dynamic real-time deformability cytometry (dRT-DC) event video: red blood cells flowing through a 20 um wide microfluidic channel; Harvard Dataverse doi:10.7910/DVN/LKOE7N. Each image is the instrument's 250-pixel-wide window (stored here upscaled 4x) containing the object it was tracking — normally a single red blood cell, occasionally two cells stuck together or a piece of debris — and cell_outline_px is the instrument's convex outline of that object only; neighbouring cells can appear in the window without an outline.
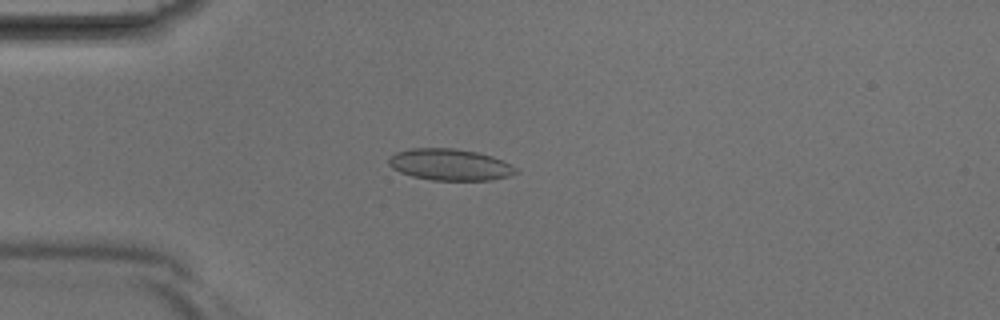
{"species": "Egyptian fruit bat (a non-hibernating species)", "species_latin": "Rousettus aegyptiacus", "temperature_condition": "room temperature", "stored_images_in_passage": 37, "camera_frame_rate_fps": 3000, "um_per_image_px": 0.085, "animal": {"sex": "male"}, "frame": {"image": 1, "passage_image": 7, "time_ms": 2.0, "image_size_px": [1000, 320], "cell_outline_px": [[520, 172], [508, 176], [492, 180], [432, 180], [412, 176], [400, 172], [392, 168], [388, 164], [388, 160], [396, 152], [412, 148], [452, 148], [476, 152], [492, 156], [516, 168]], "centroid_in_image_um": [38.23, 14.0], "position_along_channel_um": 46.8, "area_um2": 23.18}}
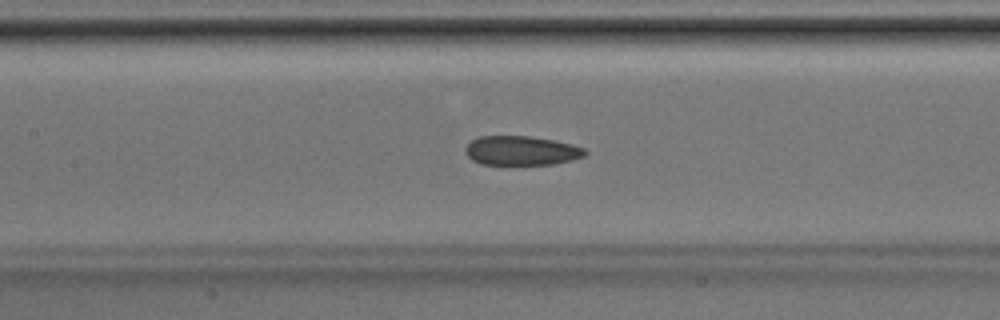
{"frame": {"image": 2, "passage_image": 15, "time_ms": 4.667, "image_size_px": [1000, 320], "cell_outline_px": [[588, 152], [584, 156], [572, 160], [552, 164], [480, 164], [472, 160], [464, 152], [464, 148], [472, 140], [480, 136], [528, 136], [552, 140], [572, 144], [584, 148]], "centroid_in_image_um": [44.3, 12.8], "position_along_channel_um": 163.1, "area_um2": 20.35}}
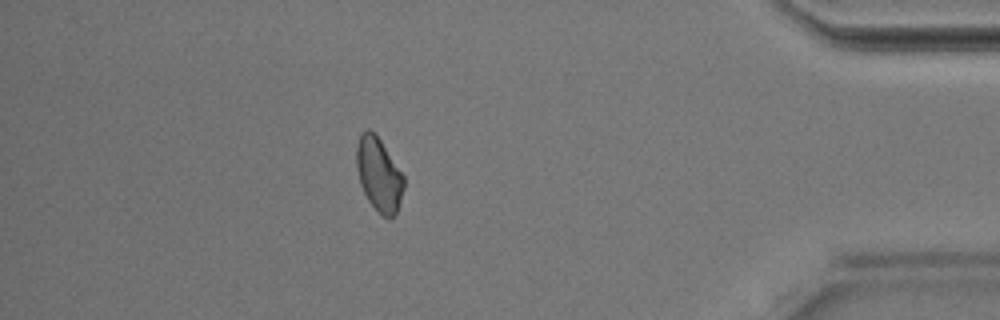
{"frame": {"image": 3, "passage_image": 32, "time_ms": 10.333, "image_size_px": [1000, 320], "cell_outline_px": [[404, 188], [396, 212], [388, 220], [368, 200], [360, 184], [356, 168], [356, 148], [360, 132], [368, 128], [380, 140], [404, 176]], "centroid_in_image_um": [32.18, 14.81], "position_along_channel_um": 403.0, "area_um2": 20.0}}